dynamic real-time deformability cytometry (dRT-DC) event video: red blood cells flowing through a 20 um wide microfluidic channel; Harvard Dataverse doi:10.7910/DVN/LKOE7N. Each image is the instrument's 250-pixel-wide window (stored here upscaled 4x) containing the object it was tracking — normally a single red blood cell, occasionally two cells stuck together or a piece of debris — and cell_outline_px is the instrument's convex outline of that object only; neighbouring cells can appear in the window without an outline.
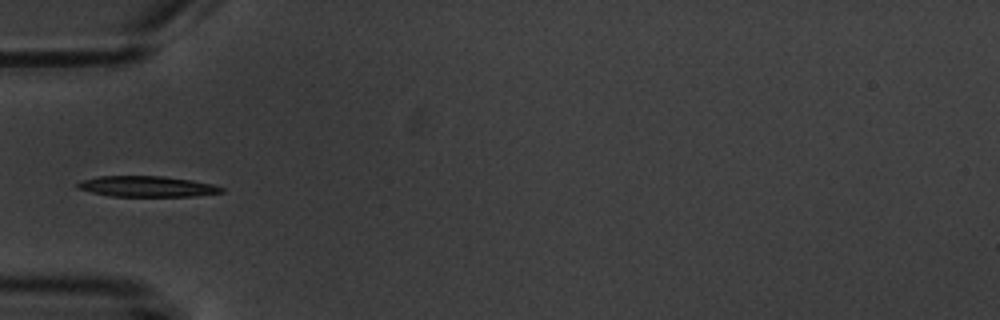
{"species": "common noctule bat (a hibernating species)", "species_latin": "Nyctalus noctula", "temperature_condition": "warm", "stored_images_in_passage": 5, "camera_frame_rate_fps": 3000, "um_per_image_px": 0.085, "animal": {"sex": "male", "body_mass_g": 20.1, "forearm_length_mm": 53.5}, "frame": {"image": 1, "passage_image": 5, "time_ms": 5.0, "image_size_px": [1000, 320], "cell_outline_px": [[224, 192], [192, 196], [112, 196], [92, 192], [76, 188], [76, 184], [80, 180], [100, 176], [164, 176], [192, 180], [212, 184], [224, 188]], "centroid_in_image_um": [12.48, 15.84], "position_along_channel_um": 72.5, "area_um2": 17.34}}